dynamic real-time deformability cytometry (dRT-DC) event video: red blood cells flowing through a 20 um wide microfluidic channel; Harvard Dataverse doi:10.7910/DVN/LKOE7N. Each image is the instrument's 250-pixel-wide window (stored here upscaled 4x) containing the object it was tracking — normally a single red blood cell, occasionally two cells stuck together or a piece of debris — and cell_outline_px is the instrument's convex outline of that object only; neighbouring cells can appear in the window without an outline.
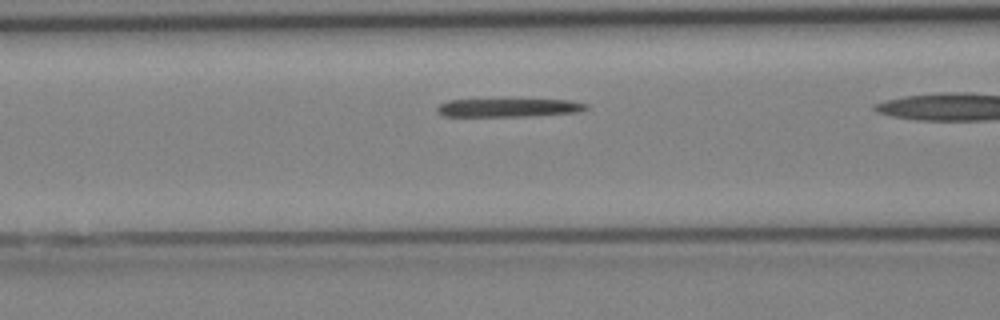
{"species": "Egyptian fruit bat (a non-hibernating species)", "species_latin": "Rousettus aegyptiacus", "temperature_condition": "cold", "stored_images_in_passage": 12, "camera_frame_rate_fps": 3000, "um_per_image_px": 0.085, "animal": {"sex": "female"}, "frame": {"image": 1, "passage_image": 4, "time_ms": 1.0, "image_size_px": [1000, 320], "cell_outline_px": [[588, 108], [576, 112], [536, 116], [444, 116], [436, 112], [436, 108], [440, 104], [448, 100], [508, 96], [572, 100], [588, 104]], "centroid_in_image_um": [43.24, 9.08], "position_along_channel_um": 123.4, "area_um2": 17.63}}
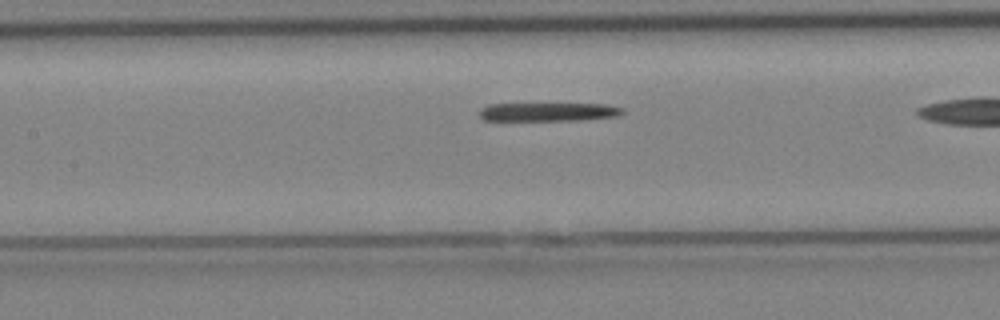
{"frame": {"image": 2, "passage_image": 6, "time_ms": 1.667, "image_size_px": [1000, 320], "cell_outline_px": [[624, 112], [616, 116], [580, 120], [484, 120], [480, 116], [480, 108], [488, 104], [608, 104], [624, 108]], "centroid_in_image_um": [46.62, 9.5], "position_along_channel_um": 160.8, "area_um2": 15.37}}